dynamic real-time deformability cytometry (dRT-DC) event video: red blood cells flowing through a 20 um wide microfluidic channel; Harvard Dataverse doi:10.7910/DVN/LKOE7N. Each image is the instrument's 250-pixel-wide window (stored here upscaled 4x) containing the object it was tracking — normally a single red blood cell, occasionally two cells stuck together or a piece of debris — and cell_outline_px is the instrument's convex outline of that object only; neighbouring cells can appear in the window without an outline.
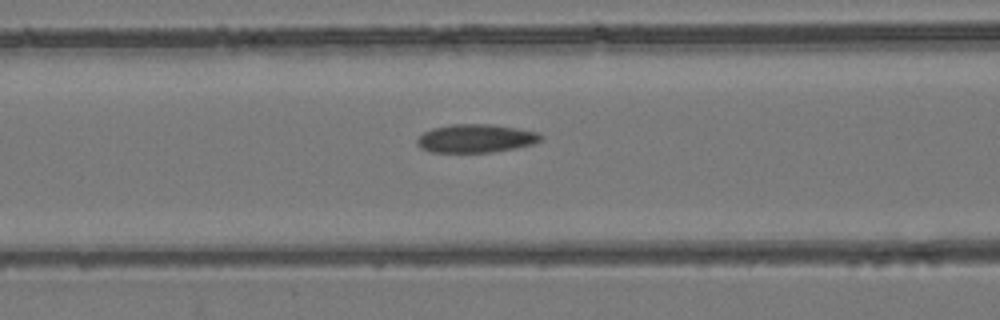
{"species": "common noctule bat (a hibernating species)", "species_latin": "Nyctalus noctula", "temperature_condition": "room temperature", "stored_images_in_passage": 32, "camera_frame_rate_fps": 3000, "um_per_image_px": 0.085, "animal": {"sex": "female", "body_mass_g": 24.6, "forearm_length_mm": 56.2}, "frame": {"image": 1, "passage_image": 6, "time_ms": 1.667, "image_size_px": [1000, 320], "cell_outline_px": [[544, 136], [536, 144], [516, 148], [492, 152], [432, 152], [420, 148], [416, 144], [416, 140], [424, 132], [432, 128], [448, 124], [492, 124], [516, 128], [536, 132]], "centroid_in_image_um": [40.44, 11.76], "position_along_channel_um": 126.2, "area_um2": 20.58}}
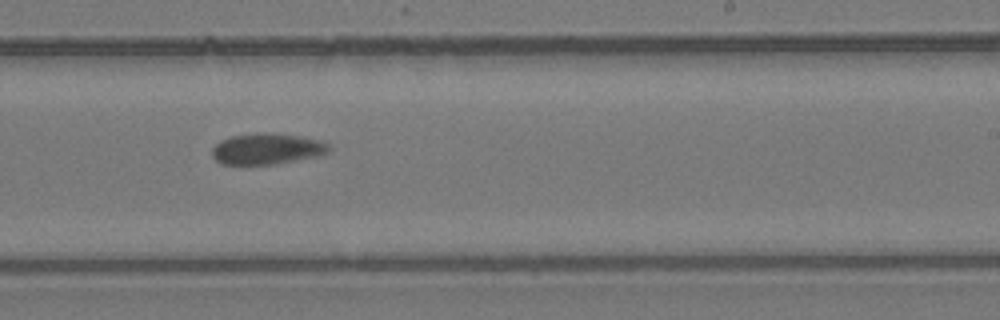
{"frame": {"image": 2, "passage_image": 17, "time_ms": 5.333, "image_size_px": [1000, 320], "cell_outline_px": [[332, 148], [328, 152], [316, 156], [272, 164], [220, 164], [212, 156], [212, 148], [220, 140], [232, 136], [256, 132], [272, 132], [300, 136], [316, 140], [328, 144]], "centroid_in_image_um": [22.65, 12.63], "position_along_channel_um": 266.4, "area_um2": 21.04}}
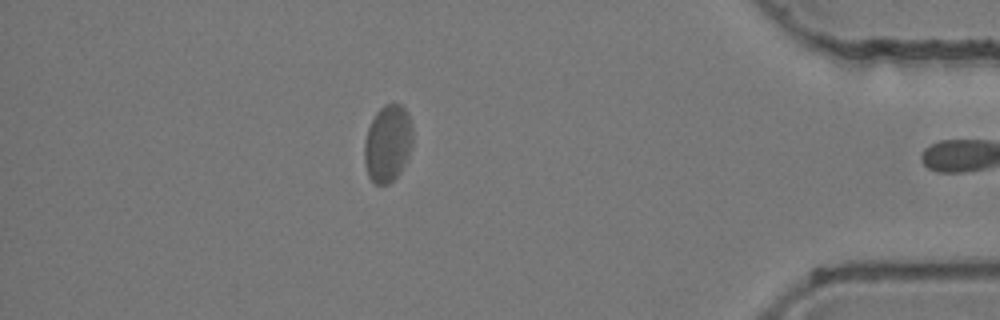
{"frame": {"image": 3, "passage_image": 31, "time_ms": 10.0, "image_size_px": [1000, 320], "cell_outline_px": [[412, 144], [408, 156], [400, 172], [388, 184], [376, 184], [368, 176], [364, 160], [364, 140], [368, 128], [376, 112], [384, 104], [400, 104], [408, 112], [412, 128]], "centroid_in_image_um": [32.95, 12.18], "position_along_channel_um": 402.3, "area_um2": 21.68}, "authors_computed_cell_mechanics": {"area_um2": 21.0392, "velocity_mm_per_s": 3.8392, "shape_relaxation_time_tau1_ms": 8.2394, "shape_relaxation_time_tau2_ms": 1.3184, "deformation_change_tau1": 0.1153, "deformation_change_tau2": 0.0531}}